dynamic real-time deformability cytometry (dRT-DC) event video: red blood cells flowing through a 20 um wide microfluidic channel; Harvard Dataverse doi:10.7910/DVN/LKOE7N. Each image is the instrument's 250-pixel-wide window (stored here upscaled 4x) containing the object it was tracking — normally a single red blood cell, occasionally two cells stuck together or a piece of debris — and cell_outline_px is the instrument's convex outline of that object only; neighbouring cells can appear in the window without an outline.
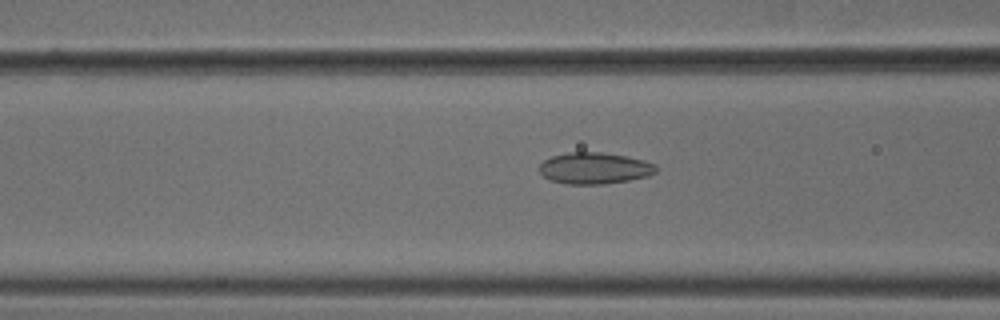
{"species": "common noctule bat (a hibernating species)", "species_latin": "Nyctalus noctula", "temperature_condition": "cold", "stored_images_in_passage": 53, "camera_frame_rate_fps": 3000, "um_per_image_px": 0.085, "animal": {"sex": "male", "body_mass_g": 18.8}, "frame": {"image": 1, "passage_image": 21, "time_ms": 6.667, "image_size_px": [1000, 320], "cell_outline_px": [[656, 172], [648, 176], [628, 180], [604, 184], [564, 184], [552, 180], [544, 176], [540, 172], [540, 164], [544, 160], [552, 156], [568, 152], [600, 152], [624, 156], [644, 160], [656, 164]], "centroid_in_image_um": [50.53, 14.3], "position_along_channel_um": 116.1, "area_um2": 21.27}}
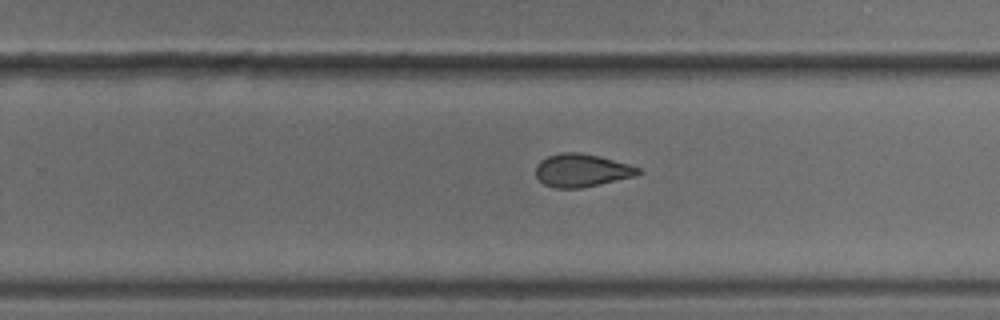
{"frame": {"image": 2, "passage_image": 34, "time_ms": 11.0, "image_size_px": [1000, 320], "cell_outline_px": [[640, 172], [636, 176], [600, 184], [580, 188], [556, 188], [544, 184], [536, 176], [536, 164], [540, 160], [548, 156], [560, 152], [580, 152], [600, 156], [628, 164], [640, 168]], "centroid_in_image_um": [49.43, 14.47], "position_along_channel_um": 280.4, "area_um2": 19.71}}
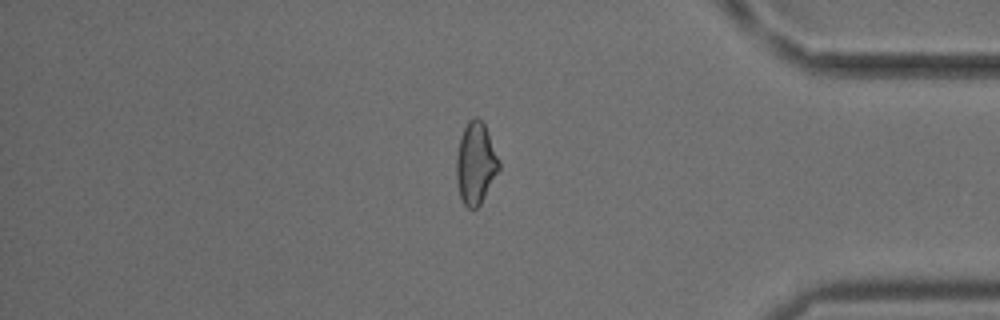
{"frame": {"image": 3, "passage_image": 45, "time_ms": 14.667, "image_size_px": [1000, 320], "cell_outline_px": [[500, 168], [480, 204], [476, 208], [468, 208], [464, 204], [460, 196], [456, 180], [456, 156], [460, 136], [468, 120], [472, 116], [476, 116], [484, 124], [488, 132], [500, 164]], "centroid_in_image_um": [40.41, 13.86], "position_along_channel_um": 394.8, "area_um2": 20.17}, "authors_computed_cell_mechanics": {"area_um2": 20.8658, "velocity_mm_per_s": 3.7837, "shape_relaxation_time_tau1_ms": 9.1952, "shape_relaxation_time_tau2_ms": 2.323, "deformation_change_tau1": 0.135, "deformation_change_tau2": 0.0767}}